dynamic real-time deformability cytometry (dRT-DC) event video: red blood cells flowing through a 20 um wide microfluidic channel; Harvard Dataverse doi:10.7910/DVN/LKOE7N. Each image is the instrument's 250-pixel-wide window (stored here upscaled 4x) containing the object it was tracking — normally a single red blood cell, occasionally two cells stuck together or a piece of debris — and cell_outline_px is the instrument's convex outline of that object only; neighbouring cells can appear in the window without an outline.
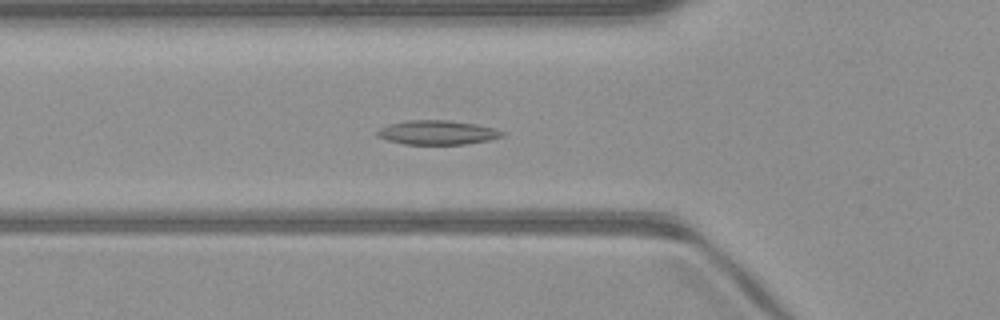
{"species": "common noctule bat (a hibernating species)", "species_latin": "Nyctalus noctula", "temperature_condition": "warm", "stored_images_in_passage": 51, "camera_frame_rate_fps": 3000, "um_per_image_px": 0.085, "animal": {"sex": "male", "body_mass_g": 23.1, "forearm_length_mm": 52.7}, "frame": {"image": 1, "passage_image": 18, "time_ms": 5.667, "image_size_px": [1000, 320], "cell_outline_px": [[504, 136], [488, 140], [464, 144], [404, 144], [388, 140], [376, 136], [376, 132], [380, 128], [388, 124], [408, 120], [448, 120], [476, 124], [492, 128], [504, 132]], "centroid_in_image_um": [37.14, 11.26], "position_along_channel_um": 88.7, "area_um2": 17.51}}
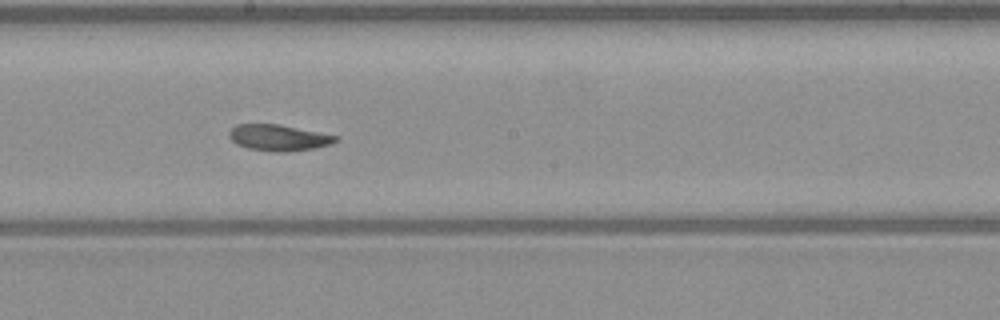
{"frame": {"image": 2, "passage_image": 28, "time_ms": 9.0, "image_size_px": [1000, 320], "cell_outline_px": [[340, 140], [328, 144], [312, 148], [288, 152], [272, 152], [248, 148], [236, 144], [228, 136], [228, 132], [236, 124], [280, 124], [340, 136]], "centroid_in_image_um": [23.68, 11.7], "position_along_channel_um": 224.5, "area_um2": 16.36}}
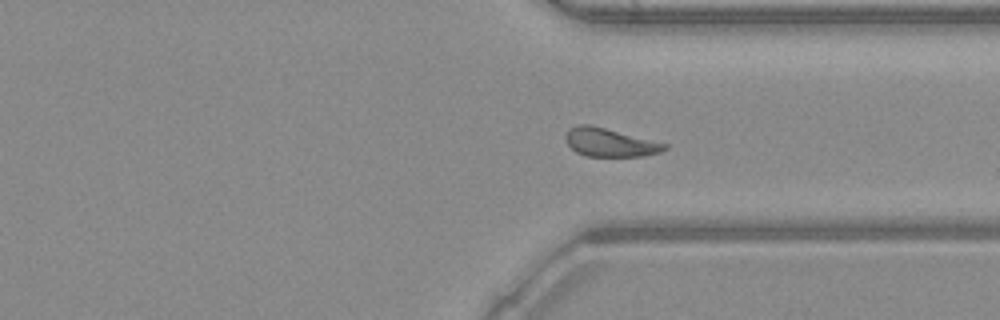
{"frame": {"image": 3, "passage_image": 38, "time_ms": 12.333, "image_size_px": [1000, 320], "cell_outline_px": [[668, 148], [660, 152], [644, 156], [584, 156], [576, 152], [568, 144], [564, 136], [568, 128], [576, 124], [588, 124], [668, 144]], "centroid_in_image_um": [51.8, 12.11], "position_along_channel_um": 359.6, "area_um2": 16.3}, "authors_computed_cell_mechanics": {"area_um2": 17.2244, "velocity_mm_per_s": 4.0521, "shape_relaxation_time_tau1_ms": 9.8088, "shape_relaxation_time_tau2_ms": null, "deformation_change_tau1": 0.1945, "deformation_change_tau2": null}}